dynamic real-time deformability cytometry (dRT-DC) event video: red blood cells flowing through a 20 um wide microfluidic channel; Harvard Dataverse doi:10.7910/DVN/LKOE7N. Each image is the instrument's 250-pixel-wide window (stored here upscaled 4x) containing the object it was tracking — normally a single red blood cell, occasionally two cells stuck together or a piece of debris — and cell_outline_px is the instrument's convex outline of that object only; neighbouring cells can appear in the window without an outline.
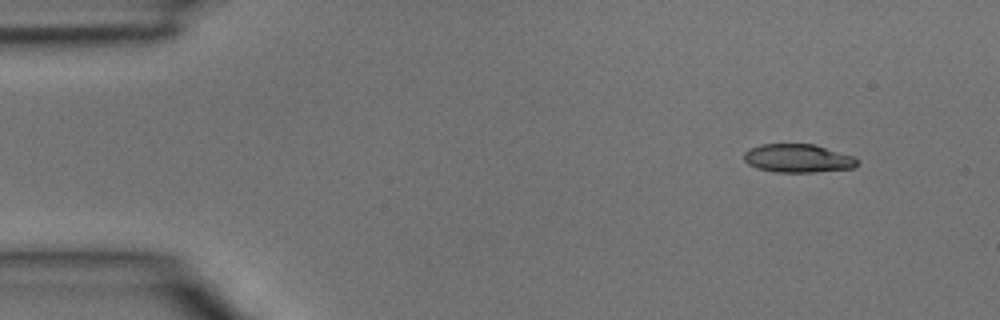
{"species": "common noctule bat (a hibernating species)", "species_latin": "Nyctalus noctula", "temperature_condition": "room temperature", "stored_images_in_passage": 4, "segment_of_instrument_passage": [2, 2], "camera_frame_rate_fps": 3000, "um_per_image_px": 0.085, "animal": {"sex": "male", "body_mass_g": 15.6}, "frame": {"image": 1, "passage_image": 4, "time_ms": 1.0, "image_size_px": [1000, 320], "cell_outline_px": [[856, 164], [852, 168], [816, 172], [776, 172], [756, 168], [748, 164], [744, 160], [744, 152], [748, 148], [760, 144], [812, 144], [856, 156]], "centroid_in_image_um": [67.78, 13.45], "position_along_channel_um": 17.2, "area_um2": 18.79}}